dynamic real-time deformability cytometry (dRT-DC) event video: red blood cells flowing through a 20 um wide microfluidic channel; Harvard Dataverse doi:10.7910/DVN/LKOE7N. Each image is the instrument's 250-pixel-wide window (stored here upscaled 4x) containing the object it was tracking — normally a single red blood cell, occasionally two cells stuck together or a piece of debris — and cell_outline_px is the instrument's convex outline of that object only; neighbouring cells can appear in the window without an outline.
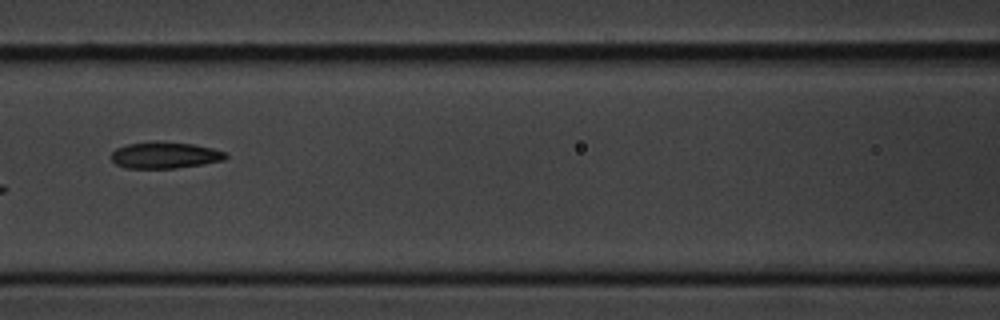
{"species": "common noctule bat (a hibernating species)", "species_latin": "Nyctalus noctula", "temperature_condition": "cold", "stored_images_in_passage": 16, "camera_frame_rate_fps": 3000, "um_per_image_px": 0.085, "animal": {"sex": "male", "body_mass_g": 20.1, "forearm_length_mm": 53.5}, "frame": {"image": 1, "passage_image": 7, "time_ms": 8.0, "image_size_px": [1000, 320], "cell_outline_px": [[228, 156], [224, 160], [176, 168], [124, 168], [116, 164], [112, 160], [112, 152], [116, 148], [128, 144], [156, 140], [192, 144], [212, 148], [228, 152]], "centroid_in_image_um": [14.01, 13.18], "position_along_channel_um": 152.6, "area_um2": 17.74}}
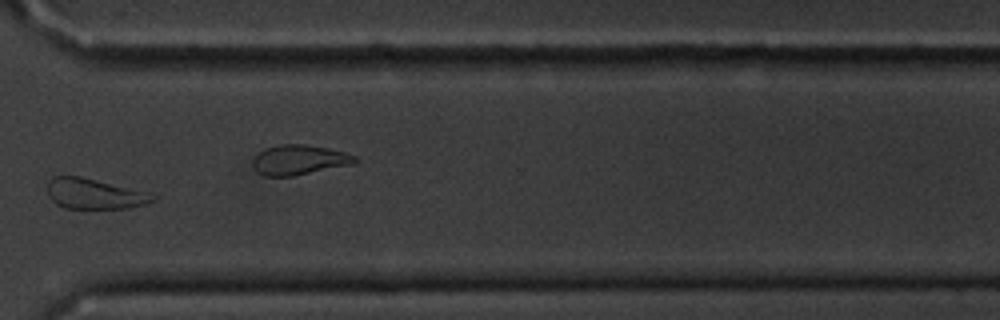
{"frame": {"image": 2, "passage_image": 12, "time_ms": 13.667, "image_size_px": [1000, 320], "cell_outline_px": [[160, 196], [144, 204], [128, 208], [64, 208], [56, 204], [48, 196], [48, 180], [52, 176], [80, 176]], "centroid_in_image_um": [7.96, 16.48], "position_along_channel_um": 362.6, "area_um2": 18.32}, "authors_computed_cell_mechanics": {"area_um2": 19.1896, "velocity_mm_per_s": 3.4324, "shape_relaxation_time_tau1_ms": 1.6445, "shape_relaxation_time_tau2_ms": 8.71, "deformation_change_tau1": 0.0848, "deformation_change_tau2": 0.161}}